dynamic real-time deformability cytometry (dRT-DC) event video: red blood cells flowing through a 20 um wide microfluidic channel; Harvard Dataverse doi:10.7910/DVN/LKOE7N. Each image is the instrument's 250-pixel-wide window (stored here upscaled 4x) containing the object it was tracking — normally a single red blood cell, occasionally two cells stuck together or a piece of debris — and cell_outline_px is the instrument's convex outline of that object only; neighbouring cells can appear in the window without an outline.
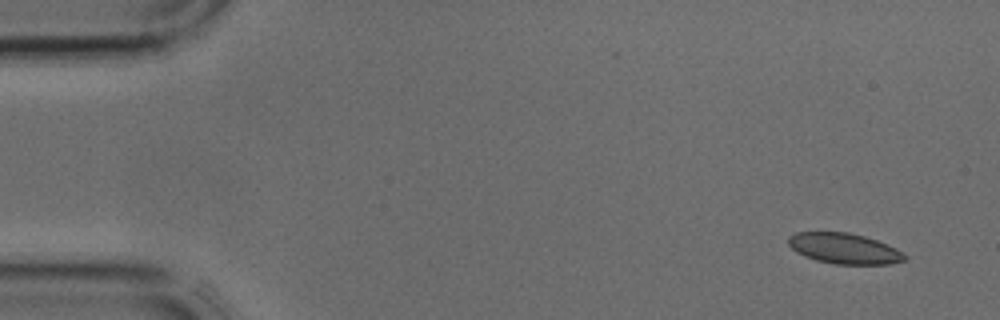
{"species": "common noctule bat (a hibernating species)", "species_latin": "Nyctalus noctula", "temperature_condition": "cold", "stored_images_in_passage": 3, "camera_frame_rate_fps": 3000, "um_per_image_px": 0.085, "animal": {"sex": "male", "body_mass_g": 17.9, "forearm_length_mm": 54.2}, "frame": {"image": 1, "passage_image": 1, "time_ms": 0.0, "image_size_px": [1000, 320], "cell_outline_px": [[908, 256], [904, 260], [888, 264], [836, 264], [816, 260], [804, 256], [796, 252], [788, 244], [788, 236], [796, 232], [848, 232], [864, 236], [876, 240], [896, 248], [904, 252]], "centroid_in_image_um": [71.75, 21.12], "position_along_channel_um": 13.3, "area_um2": 20.75}}